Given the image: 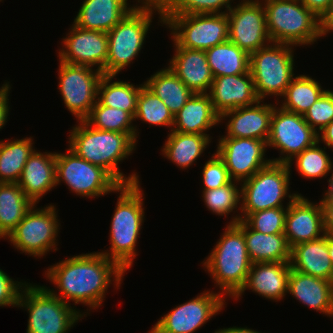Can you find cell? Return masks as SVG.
I'll list each match as a JSON object with an SVG mask.
<instances>
[{"instance_id": "1", "label": "cell", "mask_w": 333, "mask_h": 333, "mask_svg": "<svg viewBox=\"0 0 333 333\" xmlns=\"http://www.w3.org/2000/svg\"><path fill=\"white\" fill-rule=\"evenodd\" d=\"M126 271L101 252L80 254L59 261L45 272L47 280L53 282L60 292L48 289L53 295L70 304H85L90 309L101 306L112 282L121 285ZM113 280H112V279ZM68 300V301H67Z\"/></svg>"}, {"instance_id": "16", "label": "cell", "mask_w": 333, "mask_h": 333, "mask_svg": "<svg viewBox=\"0 0 333 333\" xmlns=\"http://www.w3.org/2000/svg\"><path fill=\"white\" fill-rule=\"evenodd\" d=\"M260 0H242L228 12L229 40L249 55L272 43Z\"/></svg>"}, {"instance_id": "12", "label": "cell", "mask_w": 333, "mask_h": 333, "mask_svg": "<svg viewBox=\"0 0 333 333\" xmlns=\"http://www.w3.org/2000/svg\"><path fill=\"white\" fill-rule=\"evenodd\" d=\"M57 217L54 205L36 209L34 204L7 238L22 253L41 258L52 249L57 251Z\"/></svg>"}, {"instance_id": "27", "label": "cell", "mask_w": 333, "mask_h": 333, "mask_svg": "<svg viewBox=\"0 0 333 333\" xmlns=\"http://www.w3.org/2000/svg\"><path fill=\"white\" fill-rule=\"evenodd\" d=\"M292 269L328 281H333V266L328 252V234L291 248Z\"/></svg>"}, {"instance_id": "14", "label": "cell", "mask_w": 333, "mask_h": 333, "mask_svg": "<svg viewBox=\"0 0 333 333\" xmlns=\"http://www.w3.org/2000/svg\"><path fill=\"white\" fill-rule=\"evenodd\" d=\"M317 141L318 133L304 120L303 115L274 108L267 147L279 149L281 156L271 159V162L288 164Z\"/></svg>"}, {"instance_id": "39", "label": "cell", "mask_w": 333, "mask_h": 333, "mask_svg": "<svg viewBox=\"0 0 333 333\" xmlns=\"http://www.w3.org/2000/svg\"><path fill=\"white\" fill-rule=\"evenodd\" d=\"M139 119L150 125L167 126L173 129L174 115L163 101L145 85L141 87L134 120Z\"/></svg>"}, {"instance_id": "23", "label": "cell", "mask_w": 333, "mask_h": 333, "mask_svg": "<svg viewBox=\"0 0 333 333\" xmlns=\"http://www.w3.org/2000/svg\"><path fill=\"white\" fill-rule=\"evenodd\" d=\"M169 68L194 93L208 94L213 82L205 50L178 47Z\"/></svg>"}, {"instance_id": "38", "label": "cell", "mask_w": 333, "mask_h": 333, "mask_svg": "<svg viewBox=\"0 0 333 333\" xmlns=\"http://www.w3.org/2000/svg\"><path fill=\"white\" fill-rule=\"evenodd\" d=\"M319 144L320 141L318 140L312 146L297 154L288 163V166L291 168L295 159L298 173L307 179L324 178V176L333 172L332 159L326 154V147L320 148Z\"/></svg>"}, {"instance_id": "7", "label": "cell", "mask_w": 333, "mask_h": 333, "mask_svg": "<svg viewBox=\"0 0 333 333\" xmlns=\"http://www.w3.org/2000/svg\"><path fill=\"white\" fill-rule=\"evenodd\" d=\"M17 307L29 313L27 333H68L86 316L53 295L47 287L30 283L21 289Z\"/></svg>"}, {"instance_id": "3", "label": "cell", "mask_w": 333, "mask_h": 333, "mask_svg": "<svg viewBox=\"0 0 333 333\" xmlns=\"http://www.w3.org/2000/svg\"><path fill=\"white\" fill-rule=\"evenodd\" d=\"M224 233L203 261L223 296L234 297L244 286L252 266L243 234V220L226 225Z\"/></svg>"}, {"instance_id": "51", "label": "cell", "mask_w": 333, "mask_h": 333, "mask_svg": "<svg viewBox=\"0 0 333 333\" xmlns=\"http://www.w3.org/2000/svg\"><path fill=\"white\" fill-rule=\"evenodd\" d=\"M329 189L325 191V196L321 199V202H333V173L331 177L328 179Z\"/></svg>"}, {"instance_id": "32", "label": "cell", "mask_w": 333, "mask_h": 333, "mask_svg": "<svg viewBox=\"0 0 333 333\" xmlns=\"http://www.w3.org/2000/svg\"><path fill=\"white\" fill-rule=\"evenodd\" d=\"M33 205L18 183H0V239L9 236Z\"/></svg>"}, {"instance_id": "34", "label": "cell", "mask_w": 333, "mask_h": 333, "mask_svg": "<svg viewBox=\"0 0 333 333\" xmlns=\"http://www.w3.org/2000/svg\"><path fill=\"white\" fill-rule=\"evenodd\" d=\"M32 137L0 141V183H18L28 158L33 154Z\"/></svg>"}, {"instance_id": "21", "label": "cell", "mask_w": 333, "mask_h": 333, "mask_svg": "<svg viewBox=\"0 0 333 333\" xmlns=\"http://www.w3.org/2000/svg\"><path fill=\"white\" fill-rule=\"evenodd\" d=\"M208 95L219 116L239 107L251 106L260 100L250 71L214 77Z\"/></svg>"}, {"instance_id": "31", "label": "cell", "mask_w": 333, "mask_h": 333, "mask_svg": "<svg viewBox=\"0 0 333 333\" xmlns=\"http://www.w3.org/2000/svg\"><path fill=\"white\" fill-rule=\"evenodd\" d=\"M144 85L159 97L175 115L194 94L169 68H163L144 81Z\"/></svg>"}, {"instance_id": "17", "label": "cell", "mask_w": 333, "mask_h": 333, "mask_svg": "<svg viewBox=\"0 0 333 333\" xmlns=\"http://www.w3.org/2000/svg\"><path fill=\"white\" fill-rule=\"evenodd\" d=\"M217 143V155L224 161L230 178L239 183L251 178L271 162V159L264 158L267 150L265 141L221 137Z\"/></svg>"}, {"instance_id": "53", "label": "cell", "mask_w": 333, "mask_h": 333, "mask_svg": "<svg viewBox=\"0 0 333 333\" xmlns=\"http://www.w3.org/2000/svg\"><path fill=\"white\" fill-rule=\"evenodd\" d=\"M328 252L333 266V235L328 234Z\"/></svg>"}, {"instance_id": "54", "label": "cell", "mask_w": 333, "mask_h": 333, "mask_svg": "<svg viewBox=\"0 0 333 333\" xmlns=\"http://www.w3.org/2000/svg\"><path fill=\"white\" fill-rule=\"evenodd\" d=\"M9 82H5L3 85H2V87H0V92H1V90L8 84Z\"/></svg>"}, {"instance_id": "26", "label": "cell", "mask_w": 333, "mask_h": 333, "mask_svg": "<svg viewBox=\"0 0 333 333\" xmlns=\"http://www.w3.org/2000/svg\"><path fill=\"white\" fill-rule=\"evenodd\" d=\"M128 0H84L73 25L94 31L109 32L136 5L131 6Z\"/></svg>"}, {"instance_id": "22", "label": "cell", "mask_w": 333, "mask_h": 333, "mask_svg": "<svg viewBox=\"0 0 333 333\" xmlns=\"http://www.w3.org/2000/svg\"><path fill=\"white\" fill-rule=\"evenodd\" d=\"M290 261L252 263L244 286L233 297L239 299L246 289L258 293L264 298L280 301L288 290L290 276Z\"/></svg>"}, {"instance_id": "46", "label": "cell", "mask_w": 333, "mask_h": 333, "mask_svg": "<svg viewBox=\"0 0 333 333\" xmlns=\"http://www.w3.org/2000/svg\"><path fill=\"white\" fill-rule=\"evenodd\" d=\"M319 19L324 21L333 10V0H300Z\"/></svg>"}, {"instance_id": "10", "label": "cell", "mask_w": 333, "mask_h": 333, "mask_svg": "<svg viewBox=\"0 0 333 333\" xmlns=\"http://www.w3.org/2000/svg\"><path fill=\"white\" fill-rule=\"evenodd\" d=\"M172 41L189 49L207 50L229 40V20L223 14L162 15Z\"/></svg>"}, {"instance_id": "30", "label": "cell", "mask_w": 333, "mask_h": 333, "mask_svg": "<svg viewBox=\"0 0 333 333\" xmlns=\"http://www.w3.org/2000/svg\"><path fill=\"white\" fill-rule=\"evenodd\" d=\"M211 139L209 135L170 130L162 154L179 168L187 169L202 155Z\"/></svg>"}, {"instance_id": "9", "label": "cell", "mask_w": 333, "mask_h": 333, "mask_svg": "<svg viewBox=\"0 0 333 333\" xmlns=\"http://www.w3.org/2000/svg\"><path fill=\"white\" fill-rule=\"evenodd\" d=\"M292 45L270 43L250 54L249 71L260 100L266 96L282 97L294 76Z\"/></svg>"}, {"instance_id": "28", "label": "cell", "mask_w": 333, "mask_h": 333, "mask_svg": "<svg viewBox=\"0 0 333 333\" xmlns=\"http://www.w3.org/2000/svg\"><path fill=\"white\" fill-rule=\"evenodd\" d=\"M220 123L208 94H193L174 115L173 131L209 135L206 133Z\"/></svg>"}, {"instance_id": "40", "label": "cell", "mask_w": 333, "mask_h": 333, "mask_svg": "<svg viewBox=\"0 0 333 333\" xmlns=\"http://www.w3.org/2000/svg\"><path fill=\"white\" fill-rule=\"evenodd\" d=\"M162 15L223 14L231 8V0H158ZM233 1V0H232ZM224 9L226 11L220 10Z\"/></svg>"}, {"instance_id": "44", "label": "cell", "mask_w": 333, "mask_h": 333, "mask_svg": "<svg viewBox=\"0 0 333 333\" xmlns=\"http://www.w3.org/2000/svg\"><path fill=\"white\" fill-rule=\"evenodd\" d=\"M202 175L204 190L220 188L232 181L224 161L216 152L205 162Z\"/></svg>"}, {"instance_id": "19", "label": "cell", "mask_w": 333, "mask_h": 333, "mask_svg": "<svg viewBox=\"0 0 333 333\" xmlns=\"http://www.w3.org/2000/svg\"><path fill=\"white\" fill-rule=\"evenodd\" d=\"M284 234L291 248L326 235L321 201L314 204L301 194L290 200L287 203Z\"/></svg>"}, {"instance_id": "25", "label": "cell", "mask_w": 333, "mask_h": 333, "mask_svg": "<svg viewBox=\"0 0 333 333\" xmlns=\"http://www.w3.org/2000/svg\"><path fill=\"white\" fill-rule=\"evenodd\" d=\"M287 293L309 308L333 317V281L291 268Z\"/></svg>"}, {"instance_id": "50", "label": "cell", "mask_w": 333, "mask_h": 333, "mask_svg": "<svg viewBox=\"0 0 333 333\" xmlns=\"http://www.w3.org/2000/svg\"><path fill=\"white\" fill-rule=\"evenodd\" d=\"M215 333H261L247 327H229L215 331Z\"/></svg>"}, {"instance_id": "36", "label": "cell", "mask_w": 333, "mask_h": 333, "mask_svg": "<svg viewBox=\"0 0 333 333\" xmlns=\"http://www.w3.org/2000/svg\"><path fill=\"white\" fill-rule=\"evenodd\" d=\"M325 91L320 83L309 75L295 76L282 96L284 100L280 108L304 115Z\"/></svg>"}, {"instance_id": "52", "label": "cell", "mask_w": 333, "mask_h": 333, "mask_svg": "<svg viewBox=\"0 0 333 333\" xmlns=\"http://www.w3.org/2000/svg\"><path fill=\"white\" fill-rule=\"evenodd\" d=\"M333 32V10L331 14L323 21V37Z\"/></svg>"}, {"instance_id": "33", "label": "cell", "mask_w": 333, "mask_h": 333, "mask_svg": "<svg viewBox=\"0 0 333 333\" xmlns=\"http://www.w3.org/2000/svg\"><path fill=\"white\" fill-rule=\"evenodd\" d=\"M205 52L213 78L249 72L250 55L230 40L215 45Z\"/></svg>"}, {"instance_id": "2", "label": "cell", "mask_w": 333, "mask_h": 333, "mask_svg": "<svg viewBox=\"0 0 333 333\" xmlns=\"http://www.w3.org/2000/svg\"><path fill=\"white\" fill-rule=\"evenodd\" d=\"M69 134V149L91 164L106 170L120 185L139 182V175L128 177L118 163L133 153L136 142L126 133L99 130L85 120L78 121Z\"/></svg>"}, {"instance_id": "13", "label": "cell", "mask_w": 333, "mask_h": 333, "mask_svg": "<svg viewBox=\"0 0 333 333\" xmlns=\"http://www.w3.org/2000/svg\"><path fill=\"white\" fill-rule=\"evenodd\" d=\"M58 71V88L66 108L77 121H84L97 102L98 84L103 73L89 66L62 61H59Z\"/></svg>"}, {"instance_id": "41", "label": "cell", "mask_w": 333, "mask_h": 333, "mask_svg": "<svg viewBox=\"0 0 333 333\" xmlns=\"http://www.w3.org/2000/svg\"><path fill=\"white\" fill-rule=\"evenodd\" d=\"M238 182L232 180L230 183L220 188L203 190V200L208 208L216 215L226 216L229 215L241 205V189L237 184ZM236 184V185H235ZM238 205V206H237Z\"/></svg>"}, {"instance_id": "42", "label": "cell", "mask_w": 333, "mask_h": 333, "mask_svg": "<svg viewBox=\"0 0 333 333\" xmlns=\"http://www.w3.org/2000/svg\"><path fill=\"white\" fill-rule=\"evenodd\" d=\"M287 207L270 208L249 213L243 221L252 229L263 234L284 233Z\"/></svg>"}, {"instance_id": "15", "label": "cell", "mask_w": 333, "mask_h": 333, "mask_svg": "<svg viewBox=\"0 0 333 333\" xmlns=\"http://www.w3.org/2000/svg\"><path fill=\"white\" fill-rule=\"evenodd\" d=\"M224 305L220 292L204 291L162 316L148 333H193L217 315Z\"/></svg>"}, {"instance_id": "8", "label": "cell", "mask_w": 333, "mask_h": 333, "mask_svg": "<svg viewBox=\"0 0 333 333\" xmlns=\"http://www.w3.org/2000/svg\"><path fill=\"white\" fill-rule=\"evenodd\" d=\"M290 167L285 163L270 162L241 185V215L233 216L230 224L243 220L249 213L270 208L285 207L286 197L293 200L299 193L289 192ZM241 215V216H240Z\"/></svg>"}, {"instance_id": "29", "label": "cell", "mask_w": 333, "mask_h": 333, "mask_svg": "<svg viewBox=\"0 0 333 333\" xmlns=\"http://www.w3.org/2000/svg\"><path fill=\"white\" fill-rule=\"evenodd\" d=\"M243 234L252 263L290 261L291 247L284 233L263 234L243 221Z\"/></svg>"}, {"instance_id": "43", "label": "cell", "mask_w": 333, "mask_h": 333, "mask_svg": "<svg viewBox=\"0 0 333 333\" xmlns=\"http://www.w3.org/2000/svg\"><path fill=\"white\" fill-rule=\"evenodd\" d=\"M303 117L316 133L325 128L333 120V91L326 90Z\"/></svg>"}, {"instance_id": "5", "label": "cell", "mask_w": 333, "mask_h": 333, "mask_svg": "<svg viewBox=\"0 0 333 333\" xmlns=\"http://www.w3.org/2000/svg\"><path fill=\"white\" fill-rule=\"evenodd\" d=\"M141 1V2H140ZM130 11L108 35V56L106 75L116 76L126 68L143 48L146 35L152 23L153 12L159 14L160 23H164L158 0H138ZM143 2V3H142ZM139 5V6H137Z\"/></svg>"}, {"instance_id": "20", "label": "cell", "mask_w": 333, "mask_h": 333, "mask_svg": "<svg viewBox=\"0 0 333 333\" xmlns=\"http://www.w3.org/2000/svg\"><path fill=\"white\" fill-rule=\"evenodd\" d=\"M261 102L263 103L259 100L251 106L239 107L222 114L220 122L229 118L225 129L227 130L226 135L222 137L251 138L267 143L270 135L271 117L276 106Z\"/></svg>"}, {"instance_id": "47", "label": "cell", "mask_w": 333, "mask_h": 333, "mask_svg": "<svg viewBox=\"0 0 333 333\" xmlns=\"http://www.w3.org/2000/svg\"><path fill=\"white\" fill-rule=\"evenodd\" d=\"M11 86L9 83L1 90L0 92V129L3 128L6 124L7 117L9 116V93H10Z\"/></svg>"}, {"instance_id": "49", "label": "cell", "mask_w": 333, "mask_h": 333, "mask_svg": "<svg viewBox=\"0 0 333 333\" xmlns=\"http://www.w3.org/2000/svg\"><path fill=\"white\" fill-rule=\"evenodd\" d=\"M318 140L326 147L333 148V120L318 133Z\"/></svg>"}, {"instance_id": "11", "label": "cell", "mask_w": 333, "mask_h": 333, "mask_svg": "<svg viewBox=\"0 0 333 333\" xmlns=\"http://www.w3.org/2000/svg\"><path fill=\"white\" fill-rule=\"evenodd\" d=\"M61 181L72 192L87 198L117 193L120 187L106 170L77 156L69 148L65 154L56 152V185Z\"/></svg>"}, {"instance_id": "37", "label": "cell", "mask_w": 333, "mask_h": 333, "mask_svg": "<svg viewBox=\"0 0 333 333\" xmlns=\"http://www.w3.org/2000/svg\"><path fill=\"white\" fill-rule=\"evenodd\" d=\"M85 121L99 130L128 134L137 142V126H133L134 118L126 111L102 105L98 100Z\"/></svg>"}, {"instance_id": "35", "label": "cell", "mask_w": 333, "mask_h": 333, "mask_svg": "<svg viewBox=\"0 0 333 333\" xmlns=\"http://www.w3.org/2000/svg\"><path fill=\"white\" fill-rule=\"evenodd\" d=\"M116 76L103 75L98 84L97 100L104 106L119 108L128 112L133 118L137 109V99L141 90L130 82L112 81ZM111 82V83H110Z\"/></svg>"}, {"instance_id": "48", "label": "cell", "mask_w": 333, "mask_h": 333, "mask_svg": "<svg viewBox=\"0 0 333 333\" xmlns=\"http://www.w3.org/2000/svg\"><path fill=\"white\" fill-rule=\"evenodd\" d=\"M325 234L333 235V202H321Z\"/></svg>"}, {"instance_id": "4", "label": "cell", "mask_w": 333, "mask_h": 333, "mask_svg": "<svg viewBox=\"0 0 333 333\" xmlns=\"http://www.w3.org/2000/svg\"><path fill=\"white\" fill-rule=\"evenodd\" d=\"M120 192L110 225V244L101 253L117 262L125 271L133 266L136 243L144 223V203L140 182L120 185Z\"/></svg>"}, {"instance_id": "18", "label": "cell", "mask_w": 333, "mask_h": 333, "mask_svg": "<svg viewBox=\"0 0 333 333\" xmlns=\"http://www.w3.org/2000/svg\"><path fill=\"white\" fill-rule=\"evenodd\" d=\"M66 35L62 41L63 48L58 52L59 61L92 68L98 66L97 70L106 75L107 32L87 30L72 24V28Z\"/></svg>"}, {"instance_id": "6", "label": "cell", "mask_w": 333, "mask_h": 333, "mask_svg": "<svg viewBox=\"0 0 333 333\" xmlns=\"http://www.w3.org/2000/svg\"><path fill=\"white\" fill-rule=\"evenodd\" d=\"M272 43L310 45L323 36V21L300 0H262Z\"/></svg>"}, {"instance_id": "24", "label": "cell", "mask_w": 333, "mask_h": 333, "mask_svg": "<svg viewBox=\"0 0 333 333\" xmlns=\"http://www.w3.org/2000/svg\"><path fill=\"white\" fill-rule=\"evenodd\" d=\"M18 185L24 194L37 204L43 195L56 187V152L35 150L23 168Z\"/></svg>"}, {"instance_id": "45", "label": "cell", "mask_w": 333, "mask_h": 333, "mask_svg": "<svg viewBox=\"0 0 333 333\" xmlns=\"http://www.w3.org/2000/svg\"><path fill=\"white\" fill-rule=\"evenodd\" d=\"M26 282L14 281L2 269H0V307H17L21 289Z\"/></svg>"}]
</instances>
